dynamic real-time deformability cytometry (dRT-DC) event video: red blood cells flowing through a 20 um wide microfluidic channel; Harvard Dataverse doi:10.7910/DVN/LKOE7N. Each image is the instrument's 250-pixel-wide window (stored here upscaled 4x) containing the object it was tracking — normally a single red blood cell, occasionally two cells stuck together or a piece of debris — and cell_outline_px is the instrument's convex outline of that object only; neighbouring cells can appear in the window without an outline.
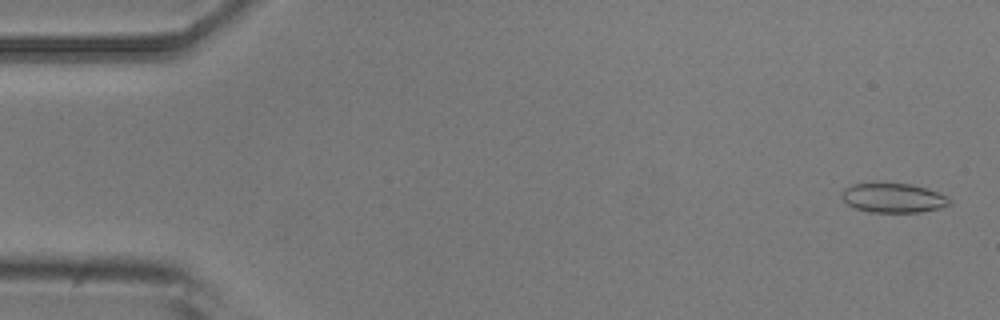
{"species": "common noctule bat (a hibernating species)", "species_latin": "Nyctalus noctula", "temperature_condition": "room temperature", "stored_images_in_passage": 37, "camera_frame_rate_fps": 3000, "um_per_image_px": 0.085, "animal": {"sex": "male", "body_mass_g": 20.5, "forearm_length_mm": 52.5}, "frame": {"image": 1, "passage_image": 2, "time_ms": 0.333, "image_size_px": [1000, 320], "cell_outline_px": [[952, 204], [940, 208], [920, 212], [868, 212], [856, 208], [848, 204], [840, 196], [844, 188], [852, 184], [912, 184], [948, 196], [952, 200]], "centroid_in_image_um": [75.95, 16.84], "position_along_channel_um": 9.0, "area_um2": 18.32}}
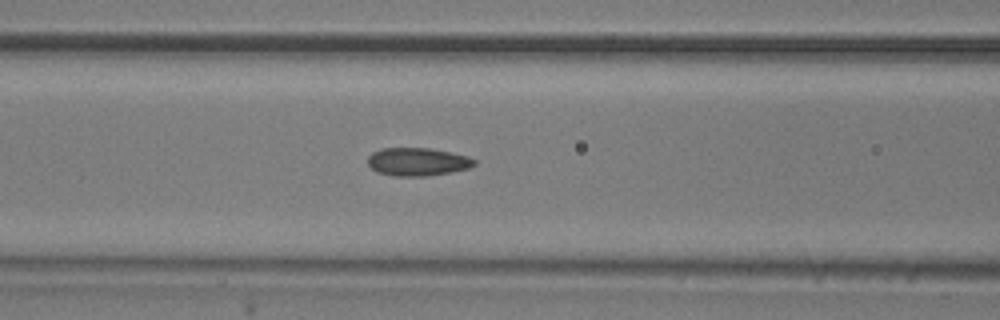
{"frame": {"image": 2, "passage_image": 22, "time_ms": 7.0, "image_size_px": [1000, 320], "cell_outline_px": [[476, 164], [468, 168], [452, 172], [424, 176], [396, 176], [376, 172], [368, 164], [368, 156], [372, 152], [380, 148], [428, 148], [452, 152], [468, 156], [476, 160]], "centroid_in_image_um": [35.49, 13.74], "position_along_channel_um": 131.1, "area_um2": 17.51}}
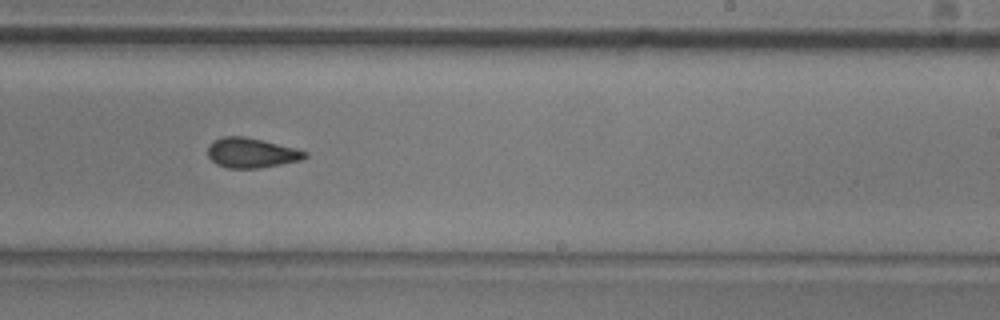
{"frame": {"image": 3, "passage_image": 33, "time_ms": 10.667, "image_size_px": [1000, 320], "cell_outline_px": [[308, 156], [300, 160], [260, 168], [228, 168], [216, 164], [208, 156], [208, 144], [212, 140], [224, 136], [244, 136], [264, 140], [296, 148], [308, 152]], "centroid_in_image_um": [21.36, 12.98], "position_along_channel_um": 267.6, "area_um2": 17.05}}